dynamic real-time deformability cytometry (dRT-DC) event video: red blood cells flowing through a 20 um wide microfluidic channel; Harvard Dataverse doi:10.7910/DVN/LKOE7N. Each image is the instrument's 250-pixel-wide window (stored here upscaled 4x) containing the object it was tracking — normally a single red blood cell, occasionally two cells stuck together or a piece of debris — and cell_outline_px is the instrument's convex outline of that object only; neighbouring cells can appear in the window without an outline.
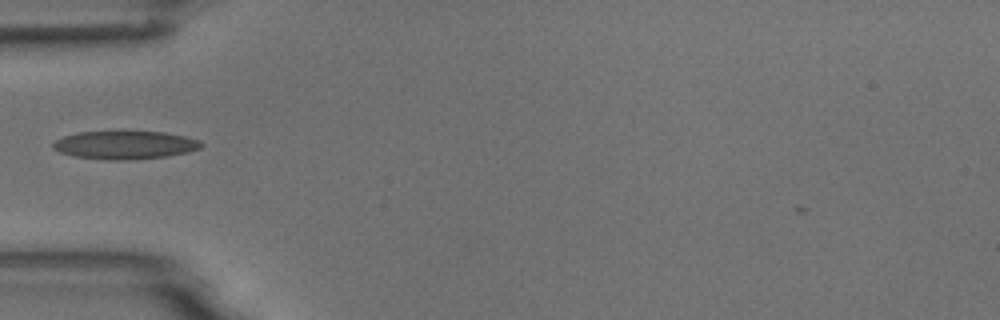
{"species": "common noctule bat (a hibernating species)", "species_latin": "Nyctalus noctula", "temperature_condition": "room temperature", "stored_images_in_passage": 1, "camera_frame_rate_fps": 3000, "um_per_image_px": 0.085, "animal": {"sex": "male", "body_mass_g": 18.8}, "frame": {"image": 1, "passage_image": 1, "time_ms": 0.0, "image_size_px": [1000, 320], "cell_outline_px": [[204, 144], [200, 148], [188, 152], [164, 156], [124, 160], [108, 160], [76, 156], [60, 152], [52, 148], [52, 144], [56, 140], [64, 136], [80, 132], [164, 132], [184, 136], [200, 140]], "centroid_in_image_um": [10.63, 12.32], "position_along_channel_um": 74.4, "area_um2": 23.99}}